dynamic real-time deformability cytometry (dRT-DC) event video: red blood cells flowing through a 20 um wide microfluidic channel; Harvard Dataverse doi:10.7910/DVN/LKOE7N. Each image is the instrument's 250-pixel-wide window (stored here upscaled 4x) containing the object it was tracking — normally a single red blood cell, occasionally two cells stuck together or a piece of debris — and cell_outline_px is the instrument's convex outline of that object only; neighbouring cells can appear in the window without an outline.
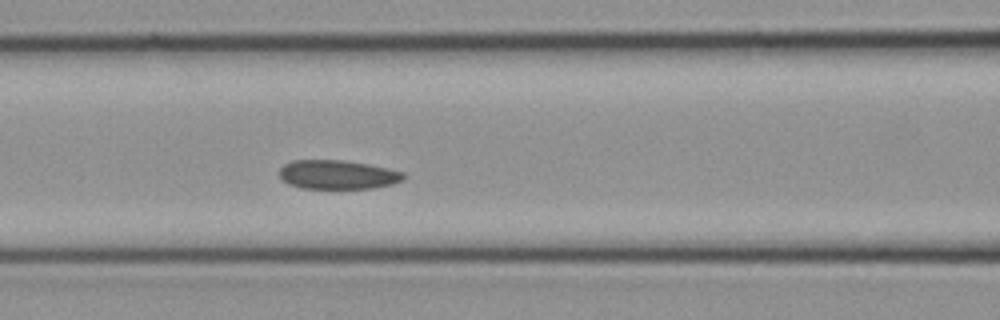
{"species": "common noctule bat (a hibernating species)", "species_latin": "Nyctalus noctula", "temperature_condition": "cold", "stored_images_in_passage": 10, "camera_frame_rate_fps": 3000, "um_per_image_px": 0.085, "animal": {"sex": "female", "body_mass_g": 21.9}, "frame": {"image": 1, "passage_image": 10, "time_ms": 3.0, "image_size_px": [1000, 320], "cell_outline_px": [[404, 180], [392, 184], [372, 188], [300, 188], [288, 184], [280, 180], [280, 168], [284, 164], [292, 160], [344, 160], [368, 164], [388, 168], [404, 172]], "centroid_in_image_um": [28.68, 14.84], "position_along_channel_um": 137.9, "area_um2": 21.1}}